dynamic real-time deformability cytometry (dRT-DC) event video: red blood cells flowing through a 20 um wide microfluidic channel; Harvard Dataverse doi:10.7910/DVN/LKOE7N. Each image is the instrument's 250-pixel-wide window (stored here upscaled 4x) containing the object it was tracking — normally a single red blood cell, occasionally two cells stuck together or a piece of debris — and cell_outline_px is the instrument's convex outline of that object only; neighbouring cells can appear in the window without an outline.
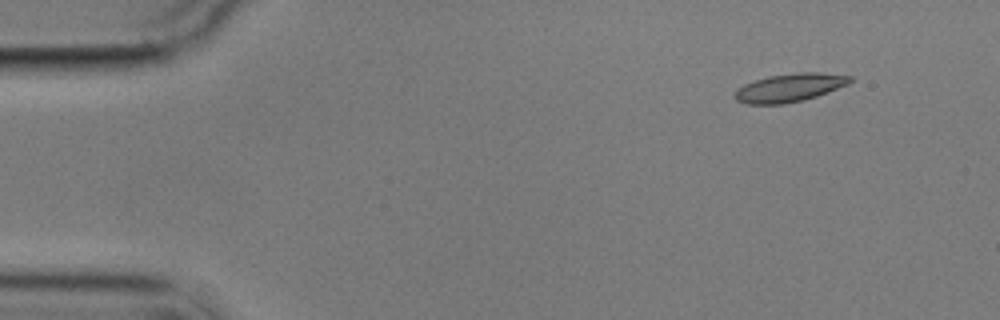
{"species": "common noctule bat (a hibernating species)", "species_latin": "Nyctalus noctula", "temperature_condition": "cold", "stored_images_in_passage": 4, "camera_frame_rate_fps": 3000, "um_per_image_px": 0.085, "animal": {"sex": "male", "body_mass_g": 17.9}, "frame": {"image": 1, "passage_image": 1, "time_ms": 0.0, "image_size_px": [1000, 320], "cell_outline_px": [[852, 80], [848, 84], [828, 92], [804, 100], [784, 104], [744, 104], [736, 100], [732, 96], [736, 88], [744, 84], [768, 76], [796, 72], [816, 72], [852, 76]], "centroid_in_image_um": [67.07, 7.46], "position_along_channel_um": 17.9, "area_um2": 19.13}}
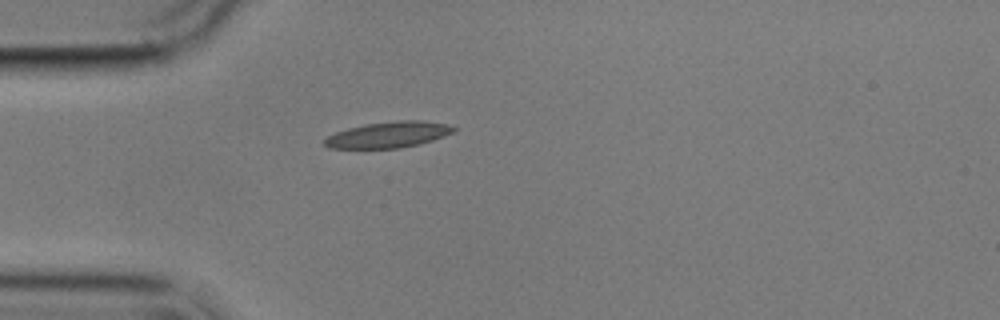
{"frame": {"image": 2, "passage_image": 4, "time_ms": 3.333, "image_size_px": [1000, 320], "cell_outline_px": [[456, 128], [452, 132], [444, 136], [420, 144], [400, 148], [328, 148], [324, 144], [324, 140], [328, 136], [336, 132], [348, 128], [364, 124], [400, 120], [420, 120], [448, 124]], "centroid_in_image_um": [33.01, 11.45], "position_along_channel_um": 52.0, "area_um2": 19.48}}